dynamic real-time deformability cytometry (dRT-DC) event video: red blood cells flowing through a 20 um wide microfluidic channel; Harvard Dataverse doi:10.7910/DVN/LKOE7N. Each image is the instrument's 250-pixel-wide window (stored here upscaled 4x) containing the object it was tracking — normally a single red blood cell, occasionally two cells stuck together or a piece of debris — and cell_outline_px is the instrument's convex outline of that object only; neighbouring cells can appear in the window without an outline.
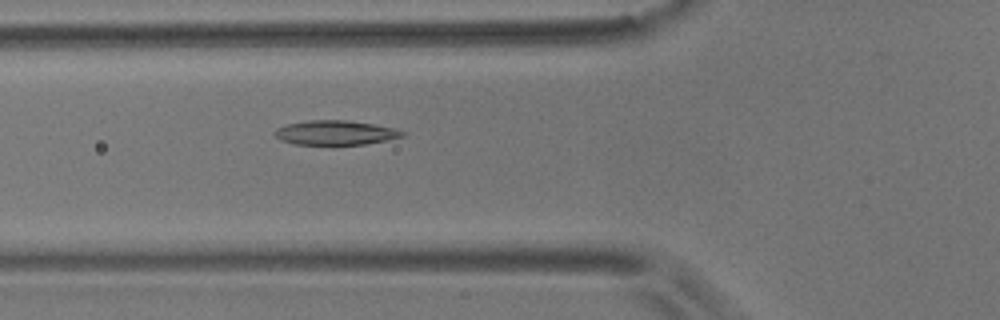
{"species": "common noctule bat (a hibernating species)", "species_latin": "Nyctalus noctula", "temperature_condition": "room temperature", "stored_images_in_passage": 4, "camera_frame_rate_fps": 3000, "um_per_image_px": 0.085, "animal": {"sex": "male", "body_mass_g": 17.9}, "frame": {"image": 1, "passage_image": 4, "time_ms": 3.333, "image_size_px": [1000, 320], "cell_outline_px": [[408, 132], [404, 136], [364, 144], [292, 144], [280, 140], [272, 132], [276, 128], [288, 124], [308, 120], [348, 120], [396, 128]], "centroid_in_image_um": [28.5, 11.27], "position_along_channel_um": 97.3, "area_um2": 18.15}}